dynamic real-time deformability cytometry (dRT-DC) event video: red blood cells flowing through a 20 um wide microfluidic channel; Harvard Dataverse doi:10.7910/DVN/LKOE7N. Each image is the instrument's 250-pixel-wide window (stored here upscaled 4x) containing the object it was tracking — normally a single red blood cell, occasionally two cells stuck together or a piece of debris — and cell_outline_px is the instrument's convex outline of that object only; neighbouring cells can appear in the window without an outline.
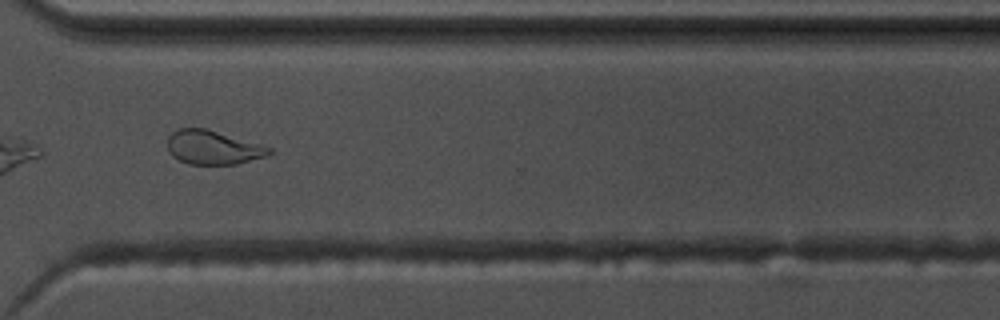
{"species": "common noctule bat (a hibernating species)", "species_latin": "Nyctalus noctula", "temperature_condition": "warm", "stored_images_in_passage": 50, "camera_frame_rate_fps": 3000, "um_per_image_px": 0.085, "animal": {"sex": "male", "body_mass_g": 17.5, "forearm_length_mm": 52.3}, "frame": {"image": 1, "passage_image": 36, "time_ms": 11.667, "image_size_px": [1000, 320], "cell_outline_px": [[272, 152], [268, 156], [236, 164], [188, 164], [172, 156], [168, 152], [168, 136], [176, 128], [204, 128], [260, 144], [272, 148]], "centroid_in_image_um": [18.09, 12.54], "position_along_channel_um": 352.5, "area_um2": 20.06}, "authors_computed_cell_mechanics": {"area_um2": 21.4438, "velocity_mm_per_s": 3.7327, "shape_relaxation_time_tau1_ms": 8.0494, "shape_relaxation_time_tau2_ms": 1.4485, "deformation_change_tau1": 0.2041, "deformation_change_tau2": 0.0819}}